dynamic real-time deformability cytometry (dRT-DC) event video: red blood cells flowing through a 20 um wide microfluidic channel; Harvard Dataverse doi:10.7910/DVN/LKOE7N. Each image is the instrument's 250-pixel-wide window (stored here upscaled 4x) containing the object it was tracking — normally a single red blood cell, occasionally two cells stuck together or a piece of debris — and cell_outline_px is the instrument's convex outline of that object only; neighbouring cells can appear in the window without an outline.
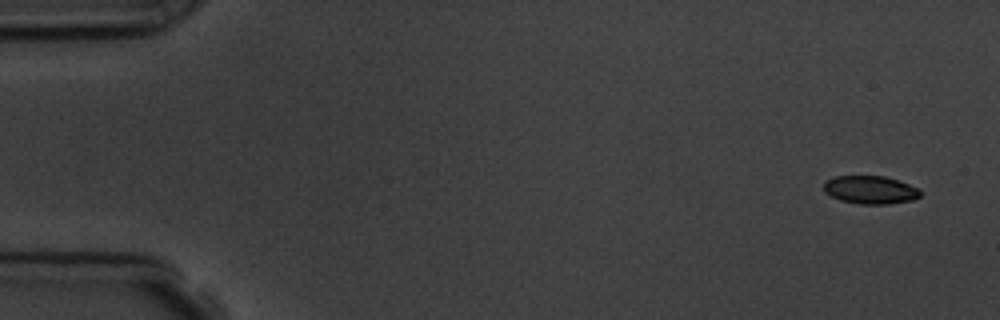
{"species": "common noctule bat (a hibernating species)", "species_latin": "Nyctalus noctula", "temperature_condition": "room temperature", "stored_images_in_passage": 5, "camera_frame_rate_fps": 3000, "um_per_image_px": 0.085, "animal": {"sex": "male", "body_mass_g": 19.5, "forearm_length_mm": 54.6}, "frame": {"image": 1, "passage_image": 1, "time_ms": 0.0, "image_size_px": [1000, 320], "cell_outline_px": [[920, 196], [912, 200], [888, 204], [860, 204], [840, 200], [824, 192], [824, 180], [836, 176], [884, 176], [920, 188]], "centroid_in_image_um": [73.96, 16.13], "position_along_channel_um": 11.0, "area_um2": 15.78}}
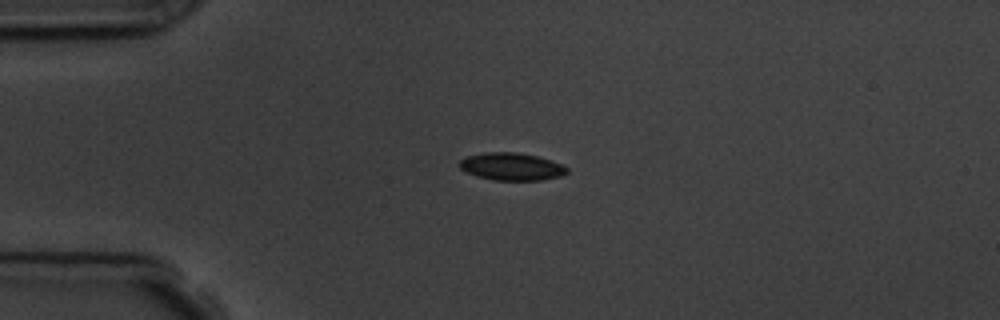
{"frame": {"image": 2, "passage_image": 4, "time_ms": 3.667, "image_size_px": [1000, 320], "cell_outline_px": [[568, 172], [560, 176], [540, 180], [492, 180], [476, 176], [460, 168], [456, 164], [460, 160], [468, 156], [484, 152], [516, 152], [536, 156], [552, 160], [564, 164], [568, 168]], "centroid_in_image_um": [43.48, 14.15], "position_along_channel_um": 41.5, "area_um2": 17.34}}